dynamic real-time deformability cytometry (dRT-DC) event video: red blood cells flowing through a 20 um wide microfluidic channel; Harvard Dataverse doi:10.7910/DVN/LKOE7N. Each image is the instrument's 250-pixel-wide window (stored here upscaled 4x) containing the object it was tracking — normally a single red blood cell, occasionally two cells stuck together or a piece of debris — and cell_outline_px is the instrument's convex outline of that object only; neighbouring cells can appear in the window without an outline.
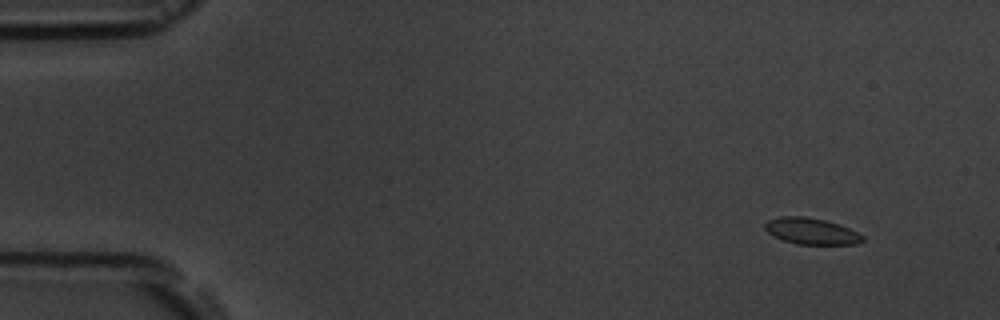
{"species": "common noctule bat (a hibernating species)", "species_latin": "Nyctalus noctula", "temperature_condition": "room temperature", "stored_images_in_passage": 6, "camera_frame_rate_fps": 3000, "um_per_image_px": 0.085, "animal": {"sex": "male", "body_mass_g": 19.5, "forearm_length_mm": 54.6}, "frame": {"image": 1, "passage_image": 2, "time_ms": 1.667, "image_size_px": [1000, 320], "cell_outline_px": [[864, 240], [856, 244], [796, 244], [780, 240], [772, 236], [764, 228], [764, 224], [768, 220], [780, 216], [804, 216], [824, 220], [848, 228], [864, 236]], "centroid_in_image_um": [68.9, 19.65], "position_along_channel_um": 16.1, "area_um2": 14.97}}
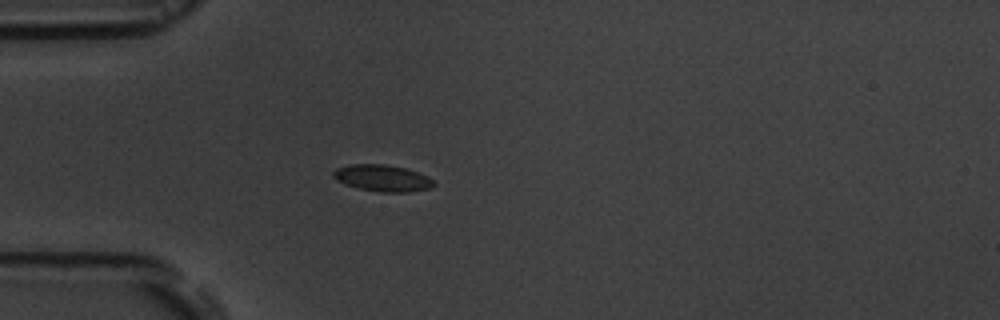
{"frame": {"image": 2, "passage_image": 5, "time_ms": 5.333, "image_size_px": [1000, 320], "cell_outline_px": [[436, 184], [432, 188], [408, 192], [380, 192], [360, 188], [344, 184], [336, 180], [332, 176], [332, 172], [336, 168], [348, 164], [384, 164], [404, 168], [428, 176]], "centroid_in_image_um": [32.49, 15.14], "position_along_channel_um": 52.5, "area_um2": 15.61}}